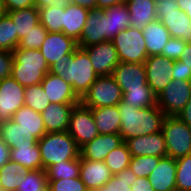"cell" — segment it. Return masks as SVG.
Instances as JSON below:
<instances>
[{
    "label": "cell",
    "instance_id": "cell-1",
    "mask_svg": "<svg viewBox=\"0 0 191 191\" xmlns=\"http://www.w3.org/2000/svg\"><path fill=\"white\" fill-rule=\"evenodd\" d=\"M118 110L121 126L119 134L124 142L133 137L162 131L165 114L158 105L139 109L121 100Z\"/></svg>",
    "mask_w": 191,
    "mask_h": 191
},
{
    "label": "cell",
    "instance_id": "cell-2",
    "mask_svg": "<svg viewBox=\"0 0 191 191\" xmlns=\"http://www.w3.org/2000/svg\"><path fill=\"white\" fill-rule=\"evenodd\" d=\"M49 72L62 77L81 99L99 77L95 72L88 53L78 47L68 61L56 62L49 67Z\"/></svg>",
    "mask_w": 191,
    "mask_h": 191
},
{
    "label": "cell",
    "instance_id": "cell-3",
    "mask_svg": "<svg viewBox=\"0 0 191 191\" xmlns=\"http://www.w3.org/2000/svg\"><path fill=\"white\" fill-rule=\"evenodd\" d=\"M11 76L23 87L40 84L49 66L40 50L18 49L13 52Z\"/></svg>",
    "mask_w": 191,
    "mask_h": 191
},
{
    "label": "cell",
    "instance_id": "cell-4",
    "mask_svg": "<svg viewBox=\"0 0 191 191\" xmlns=\"http://www.w3.org/2000/svg\"><path fill=\"white\" fill-rule=\"evenodd\" d=\"M37 143L43 170L59 161H69L80 157V148L67 131L46 133Z\"/></svg>",
    "mask_w": 191,
    "mask_h": 191
},
{
    "label": "cell",
    "instance_id": "cell-5",
    "mask_svg": "<svg viewBox=\"0 0 191 191\" xmlns=\"http://www.w3.org/2000/svg\"><path fill=\"white\" fill-rule=\"evenodd\" d=\"M162 133L168 157L176 160L191 154V127L177 116H165Z\"/></svg>",
    "mask_w": 191,
    "mask_h": 191
},
{
    "label": "cell",
    "instance_id": "cell-6",
    "mask_svg": "<svg viewBox=\"0 0 191 191\" xmlns=\"http://www.w3.org/2000/svg\"><path fill=\"white\" fill-rule=\"evenodd\" d=\"M123 92L111 76H99L89 90L80 99V103L87 108L116 106L122 100Z\"/></svg>",
    "mask_w": 191,
    "mask_h": 191
},
{
    "label": "cell",
    "instance_id": "cell-7",
    "mask_svg": "<svg viewBox=\"0 0 191 191\" xmlns=\"http://www.w3.org/2000/svg\"><path fill=\"white\" fill-rule=\"evenodd\" d=\"M120 62L144 63L148 58L142 30L132 28L120 31L112 40Z\"/></svg>",
    "mask_w": 191,
    "mask_h": 191
},
{
    "label": "cell",
    "instance_id": "cell-8",
    "mask_svg": "<svg viewBox=\"0 0 191 191\" xmlns=\"http://www.w3.org/2000/svg\"><path fill=\"white\" fill-rule=\"evenodd\" d=\"M67 132L79 148L99 135L92 110L81 103L75 105L70 114Z\"/></svg>",
    "mask_w": 191,
    "mask_h": 191
},
{
    "label": "cell",
    "instance_id": "cell-9",
    "mask_svg": "<svg viewBox=\"0 0 191 191\" xmlns=\"http://www.w3.org/2000/svg\"><path fill=\"white\" fill-rule=\"evenodd\" d=\"M191 98V81L172 80L157 96L165 116H177Z\"/></svg>",
    "mask_w": 191,
    "mask_h": 191
},
{
    "label": "cell",
    "instance_id": "cell-10",
    "mask_svg": "<svg viewBox=\"0 0 191 191\" xmlns=\"http://www.w3.org/2000/svg\"><path fill=\"white\" fill-rule=\"evenodd\" d=\"M77 48V41L63 32H48L39 50L50 67L56 62L68 61Z\"/></svg>",
    "mask_w": 191,
    "mask_h": 191
},
{
    "label": "cell",
    "instance_id": "cell-11",
    "mask_svg": "<svg viewBox=\"0 0 191 191\" xmlns=\"http://www.w3.org/2000/svg\"><path fill=\"white\" fill-rule=\"evenodd\" d=\"M174 61L161 54L148 56L145 60L147 84L156 96L172 81Z\"/></svg>",
    "mask_w": 191,
    "mask_h": 191
},
{
    "label": "cell",
    "instance_id": "cell-12",
    "mask_svg": "<svg viewBox=\"0 0 191 191\" xmlns=\"http://www.w3.org/2000/svg\"><path fill=\"white\" fill-rule=\"evenodd\" d=\"M25 87L12 76L0 80V123L13 118L14 113L24 106Z\"/></svg>",
    "mask_w": 191,
    "mask_h": 191
},
{
    "label": "cell",
    "instance_id": "cell-13",
    "mask_svg": "<svg viewBox=\"0 0 191 191\" xmlns=\"http://www.w3.org/2000/svg\"><path fill=\"white\" fill-rule=\"evenodd\" d=\"M108 41V26L104 9L90 10L82 30L78 47L85 48Z\"/></svg>",
    "mask_w": 191,
    "mask_h": 191
},
{
    "label": "cell",
    "instance_id": "cell-14",
    "mask_svg": "<svg viewBox=\"0 0 191 191\" xmlns=\"http://www.w3.org/2000/svg\"><path fill=\"white\" fill-rule=\"evenodd\" d=\"M89 55L98 76H111L120 60L112 41H106L83 48Z\"/></svg>",
    "mask_w": 191,
    "mask_h": 191
},
{
    "label": "cell",
    "instance_id": "cell-15",
    "mask_svg": "<svg viewBox=\"0 0 191 191\" xmlns=\"http://www.w3.org/2000/svg\"><path fill=\"white\" fill-rule=\"evenodd\" d=\"M125 143L131 153V157L157 156L164 158L168 156L162 131L133 137L127 139Z\"/></svg>",
    "mask_w": 191,
    "mask_h": 191
},
{
    "label": "cell",
    "instance_id": "cell-16",
    "mask_svg": "<svg viewBox=\"0 0 191 191\" xmlns=\"http://www.w3.org/2000/svg\"><path fill=\"white\" fill-rule=\"evenodd\" d=\"M112 76L122 92L127 89L150 88L147 84L144 63L120 62L114 69Z\"/></svg>",
    "mask_w": 191,
    "mask_h": 191
},
{
    "label": "cell",
    "instance_id": "cell-17",
    "mask_svg": "<svg viewBox=\"0 0 191 191\" xmlns=\"http://www.w3.org/2000/svg\"><path fill=\"white\" fill-rule=\"evenodd\" d=\"M123 142L120 134H99L80 148V159L104 161L108 153Z\"/></svg>",
    "mask_w": 191,
    "mask_h": 191
},
{
    "label": "cell",
    "instance_id": "cell-18",
    "mask_svg": "<svg viewBox=\"0 0 191 191\" xmlns=\"http://www.w3.org/2000/svg\"><path fill=\"white\" fill-rule=\"evenodd\" d=\"M50 103H80V98L62 77L48 72L40 83Z\"/></svg>",
    "mask_w": 191,
    "mask_h": 191
},
{
    "label": "cell",
    "instance_id": "cell-19",
    "mask_svg": "<svg viewBox=\"0 0 191 191\" xmlns=\"http://www.w3.org/2000/svg\"><path fill=\"white\" fill-rule=\"evenodd\" d=\"M79 103H50L41 116L46 133L65 132L68 130L70 114Z\"/></svg>",
    "mask_w": 191,
    "mask_h": 191
},
{
    "label": "cell",
    "instance_id": "cell-20",
    "mask_svg": "<svg viewBox=\"0 0 191 191\" xmlns=\"http://www.w3.org/2000/svg\"><path fill=\"white\" fill-rule=\"evenodd\" d=\"M176 160L164 157L148 176L154 191H176Z\"/></svg>",
    "mask_w": 191,
    "mask_h": 191
},
{
    "label": "cell",
    "instance_id": "cell-21",
    "mask_svg": "<svg viewBox=\"0 0 191 191\" xmlns=\"http://www.w3.org/2000/svg\"><path fill=\"white\" fill-rule=\"evenodd\" d=\"M104 161L80 159L79 177L88 190H97L112 177Z\"/></svg>",
    "mask_w": 191,
    "mask_h": 191
},
{
    "label": "cell",
    "instance_id": "cell-22",
    "mask_svg": "<svg viewBox=\"0 0 191 191\" xmlns=\"http://www.w3.org/2000/svg\"><path fill=\"white\" fill-rule=\"evenodd\" d=\"M130 26L142 30L147 24L157 20L155 0H127Z\"/></svg>",
    "mask_w": 191,
    "mask_h": 191
},
{
    "label": "cell",
    "instance_id": "cell-23",
    "mask_svg": "<svg viewBox=\"0 0 191 191\" xmlns=\"http://www.w3.org/2000/svg\"><path fill=\"white\" fill-rule=\"evenodd\" d=\"M0 138L6 142L10 149L35 146L38 142L31 133L20 127V124L12 119L0 123Z\"/></svg>",
    "mask_w": 191,
    "mask_h": 191
},
{
    "label": "cell",
    "instance_id": "cell-24",
    "mask_svg": "<svg viewBox=\"0 0 191 191\" xmlns=\"http://www.w3.org/2000/svg\"><path fill=\"white\" fill-rule=\"evenodd\" d=\"M89 11L72 3L66 6L63 14V33L78 42Z\"/></svg>",
    "mask_w": 191,
    "mask_h": 191
},
{
    "label": "cell",
    "instance_id": "cell-25",
    "mask_svg": "<svg viewBox=\"0 0 191 191\" xmlns=\"http://www.w3.org/2000/svg\"><path fill=\"white\" fill-rule=\"evenodd\" d=\"M148 56L160 55L166 43L171 39L168 30L160 20L147 24L143 29Z\"/></svg>",
    "mask_w": 191,
    "mask_h": 191
},
{
    "label": "cell",
    "instance_id": "cell-26",
    "mask_svg": "<svg viewBox=\"0 0 191 191\" xmlns=\"http://www.w3.org/2000/svg\"><path fill=\"white\" fill-rule=\"evenodd\" d=\"M162 24L173 38H181L191 43V19L181 9L176 12L163 13Z\"/></svg>",
    "mask_w": 191,
    "mask_h": 191
},
{
    "label": "cell",
    "instance_id": "cell-27",
    "mask_svg": "<svg viewBox=\"0 0 191 191\" xmlns=\"http://www.w3.org/2000/svg\"><path fill=\"white\" fill-rule=\"evenodd\" d=\"M90 109L99 134H119L121 126L118 105Z\"/></svg>",
    "mask_w": 191,
    "mask_h": 191
},
{
    "label": "cell",
    "instance_id": "cell-28",
    "mask_svg": "<svg viewBox=\"0 0 191 191\" xmlns=\"http://www.w3.org/2000/svg\"><path fill=\"white\" fill-rule=\"evenodd\" d=\"M12 120L20 124V127L31 133L37 140L46 134L41 113L30 107L22 106L14 113Z\"/></svg>",
    "mask_w": 191,
    "mask_h": 191
},
{
    "label": "cell",
    "instance_id": "cell-29",
    "mask_svg": "<svg viewBox=\"0 0 191 191\" xmlns=\"http://www.w3.org/2000/svg\"><path fill=\"white\" fill-rule=\"evenodd\" d=\"M5 13L11 17L13 23L16 25L18 41L40 23L39 9L35 6Z\"/></svg>",
    "mask_w": 191,
    "mask_h": 191
},
{
    "label": "cell",
    "instance_id": "cell-30",
    "mask_svg": "<svg viewBox=\"0 0 191 191\" xmlns=\"http://www.w3.org/2000/svg\"><path fill=\"white\" fill-rule=\"evenodd\" d=\"M107 26H108V41H112L114 37L128 27H130V13L127 5H114L104 9Z\"/></svg>",
    "mask_w": 191,
    "mask_h": 191
},
{
    "label": "cell",
    "instance_id": "cell-31",
    "mask_svg": "<svg viewBox=\"0 0 191 191\" xmlns=\"http://www.w3.org/2000/svg\"><path fill=\"white\" fill-rule=\"evenodd\" d=\"M10 160L20 163L27 171L43 169L38 143L35 146L11 149Z\"/></svg>",
    "mask_w": 191,
    "mask_h": 191
},
{
    "label": "cell",
    "instance_id": "cell-32",
    "mask_svg": "<svg viewBox=\"0 0 191 191\" xmlns=\"http://www.w3.org/2000/svg\"><path fill=\"white\" fill-rule=\"evenodd\" d=\"M27 170L15 161H8L0 168V189L3 191H16L20 183L21 176Z\"/></svg>",
    "mask_w": 191,
    "mask_h": 191
},
{
    "label": "cell",
    "instance_id": "cell-33",
    "mask_svg": "<svg viewBox=\"0 0 191 191\" xmlns=\"http://www.w3.org/2000/svg\"><path fill=\"white\" fill-rule=\"evenodd\" d=\"M48 180L78 178L80 172V157L69 161H59L45 169Z\"/></svg>",
    "mask_w": 191,
    "mask_h": 191
},
{
    "label": "cell",
    "instance_id": "cell-34",
    "mask_svg": "<svg viewBox=\"0 0 191 191\" xmlns=\"http://www.w3.org/2000/svg\"><path fill=\"white\" fill-rule=\"evenodd\" d=\"M122 101L127 105L143 109L157 105V96L151 88L127 89L123 92Z\"/></svg>",
    "mask_w": 191,
    "mask_h": 191
},
{
    "label": "cell",
    "instance_id": "cell-35",
    "mask_svg": "<svg viewBox=\"0 0 191 191\" xmlns=\"http://www.w3.org/2000/svg\"><path fill=\"white\" fill-rule=\"evenodd\" d=\"M11 17L4 13L0 17V50L13 52L18 44V35Z\"/></svg>",
    "mask_w": 191,
    "mask_h": 191
},
{
    "label": "cell",
    "instance_id": "cell-36",
    "mask_svg": "<svg viewBox=\"0 0 191 191\" xmlns=\"http://www.w3.org/2000/svg\"><path fill=\"white\" fill-rule=\"evenodd\" d=\"M131 153L128 150L127 144L123 142L117 148L108 153L104 162L110 169L112 175H116L121 170L129 167Z\"/></svg>",
    "mask_w": 191,
    "mask_h": 191
},
{
    "label": "cell",
    "instance_id": "cell-37",
    "mask_svg": "<svg viewBox=\"0 0 191 191\" xmlns=\"http://www.w3.org/2000/svg\"><path fill=\"white\" fill-rule=\"evenodd\" d=\"M65 8L44 7L39 9L40 23L48 32H63Z\"/></svg>",
    "mask_w": 191,
    "mask_h": 191
},
{
    "label": "cell",
    "instance_id": "cell-38",
    "mask_svg": "<svg viewBox=\"0 0 191 191\" xmlns=\"http://www.w3.org/2000/svg\"><path fill=\"white\" fill-rule=\"evenodd\" d=\"M48 105H50V101L41 84L25 87L24 106L30 107L34 111L41 113Z\"/></svg>",
    "mask_w": 191,
    "mask_h": 191
},
{
    "label": "cell",
    "instance_id": "cell-39",
    "mask_svg": "<svg viewBox=\"0 0 191 191\" xmlns=\"http://www.w3.org/2000/svg\"><path fill=\"white\" fill-rule=\"evenodd\" d=\"M136 178L135 173L130 167H127L113 175L100 189L102 191H132L131 184L135 182Z\"/></svg>",
    "mask_w": 191,
    "mask_h": 191
},
{
    "label": "cell",
    "instance_id": "cell-40",
    "mask_svg": "<svg viewBox=\"0 0 191 191\" xmlns=\"http://www.w3.org/2000/svg\"><path fill=\"white\" fill-rule=\"evenodd\" d=\"M20 183L16 191H40L48 183V179L43 169L28 170L21 176Z\"/></svg>",
    "mask_w": 191,
    "mask_h": 191
},
{
    "label": "cell",
    "instance_id": "cell-41",
    "mask_svg": "<svg viewBox=\"0 0 191 191\" xmlns=\"http://www.w3.org/2000/svg\"><path fill=\"white\" fill-rule=\"evenodd\" d=\"M176 191H191V154L176 159Z\"/></svg>",
    "mask_w": 191,
    "mask_h": 191
},
{
    "label": "cell",
    "instance_id": "cell-42",
    "mask_svg": "<svg viewBox=\"0 0 191 191\" xmlns=\"http://www.w3.org/2000/svg\"><path fill=\"white\" fill-rule=\"evenodd\" d=\"M161 159L157 156L131 157L129 167L137 177L148 178Z\"/></svg>",
    "mask_w": 191,
    "mask_h": 191
},
{
    "label": "cell",
    "instance_id": "cell-43",
    "mask_svg": "<svg viewBox=\"0 0 191 191\" xmlns=\"http://www.w3.org/2000/svg\"><path fill=\"white\" fill-rule=\"evenodd\" d=\"M48 31L41 25L37 24L25 37L19 40L18 49H36L39 50L45 40Z\"/></svg>",
    "mask_w": 191,
    "mask_h": 191
},
{
    "label": "cell",
    "instance_id": "cell-44",
    "mask_svg": "<svg viewBox=\"0 0 191 191\" xmlns=\"http://www.w3.org/2000/svg\"><path fill=\"white\" fill-rule=\"evenodd\" d=\"M51 191H88L80 177L48 180Z\"/></svg>",
    "mask_w": 191,
    "mask_h": 191
},
{
    "label": "cell",
    "instance_id": "cell-45",
    "mask_svg": "<svg viewBox=\"0 0 191 191\" xmlns=\"http://www.w3.org/2000/svg\"><path fill=\"white\" fill-rule=\"evenodd\" d=\"M187 43L181 38L171 37L163 48L161 55L173 60H179Z\"/></svg>",
    "mask_w": 191,
    "mask_h": 191
},
{
    "label": "cell",
    "instance_id": "cell-46",
    "mask_svg": "<svg viewBox=\"0 0 191 191\" xmlns=\"http://www.w3.org/2000/svg\"><path fill=\"white\" fill-rule=\"evenodd\" d=\"M156 18L157 20L163 19V13H171L179 10L177 0H155Z\"/></svg>",
    "mask_w": 191,
    "mask_h": 191
},
{
    "label": "cell",
    "instance_id": "cell-47",
    "mask_svg": "<svg viewBox=\"0 0 191 191\" xmlns=\"http://www.w3.org/2000/svg\"><path fill=\"white\" fill-rule=\"evenodd\" d=\"M13 53L0 50V80L11 76Z\"/></svg>",
    "mask_w": 191,
    "mask_h": 191
},
{
    "label": "cell",
    "instance_id": "cell-48",
    "mask_svg": "<svg viewBox=\"0 0 191 191\" xmlns=\"http://www.w3.org/2000/svg\"><path fill=\"white\" fill-rule=\"evenodd\" d=\"M172 80L191 81V69H188L180 60L174 61Z\"/></svg>",
    "mask_w": 191,
    "mask_h": 191
},
{
    "label": "cell",
    "instance_id": "cell-49",
    "mask_svg": "<svg viewBox=\"0 0 191 191\" xmlns=\"http://www.w3.org/2000/svg\"><path fill=\"white\" fill-rule=\"evenodd\" d=\"M4 12L16 11L34 6L33 0H1Z\"/></svg>",
    "mask_w": 191,
    "mask_h": 191
},
{
    "label": "cell",
    "instance_id": "cell-50",
    "mask_svg": "<svg viewBox=\"0 0 191 191\" xmlns=\"http://www.w3.org/2000/svg\"><path fill=\"white\" fill-rule=\"evenodd\" d=\"M34 6L38 9L44 7L65 8L70 4L69 0H33Z\"/></svg>",
    "mask_w": 191,
    "mask_h": 191
},
{
    "label": "cell",
    "instance_id": "cell-51",
    "mask_svg": "<svg viewBox=\"0 0 191 191\" xmlns=\"http://www.w3.org/2000/svg\"><path fill=\"white\" fill-rule=\"evenodd\" d=\"M132 191H154L148 178L137 177L135 182L131 184Z\"/></svg>",
    "mask_w": 191,
    "mask_h": 191
},
{
    "label": "cell",
    "instance_id": "cell-52",
    "mask_svg": "<svg viewBox=\"0 0 191 191\" xmlns=\"http://www.w3.org/2000/svg\"><path fill=\"white\" fill-rule=\"evenodd\" d=\"M10 147L0 138V168L10 161Z\"/></svg>",
    "mask_w": 191,
    "mask_h": 191
},
{
    "label": "cell",
    "instance_id": "cell-53",
    "mask_svg": "<svg viewBox=\"0 0 191 191\" xmlns=\"http://www.w3.org/2000/svg\"><path fill=\"white\" fill-rule=\"evenodd\" d=\"M177 117L188 126L191 127V98L185 105V107L181 110V112L177 115Z\"/></svg>",
    "mask_w": 191,
    "mask_h": 191
},
{
    "label": "cell",
    "instance_id": "cell-54",
    "mask_svg": "<svg viewBox=\"0 0 191 191\" xmlns=\"http://www.w3.org/2000/svg\"><path fill=\"white\" fill-rule=\"evenodd\" d=\"M127 0H97V8L107 9L114 5H123Z\"/></svg>",
    "mask_w": 191,
    "mask_h": 191
},
{
    "label": "cell",
    "instance_id": "cell-55",
    "mask_svg": "<svg viewBox=\"0 0 191 191\" xmlns=\"http://www.w3.org/2000/svg\"><path fill=\"white\" fill-rule=\"evenodd\" d=\"M188 69H191V43H187L179 59Z\"/></svg>",
    "mask_w": 191,
    "mask_h": 191
},
{
    "label": "cell",
    "instance_id": "cell-56",
    "mask_svg": "<svg viewBox=\"0 0 191 191\" xmlns=\"http://www.w3.org/2000/svg\"><path fill=\"white\" fill-rule=\"evenodd\" d=\"M69 2L89 10L97 8V0H69Z\"/></svg>",
    "mask_w": 191,
    "mask_h": 191
},
{
    "label": "cell",
    "instance_id": "cell-57",
    "mask_svg": "<svg viewBox=\"0 0 191 191\" xmlns=\"http://www.w3.org/2000/svg\"><path fill=\"white\" fill-rule=\"evenodd\" d=\"M177 4L191 19V0H177Z\"/></svg>",
    "mask_w": 191,
    "mask_h": 191
},
{
    "label": "cell",
    "instance_id": "cell-58",
    "mask_svg": "<svg viewBox=\"0 0 191 191\" xmlns=\"http://www.w3.org/2000/svg\"><path fill=\"white\" fill-rule=\"evenodd\" d=\"M40 191H51L49 183H47L43 188H41Z\"/></svg>",
    "mask_w": 191,
    "mask_h": 191
},
{
    "label": "cell",
    "instance_id": "cell-59",
    "mask_svg": "<svg viewBox=\"0 0 191 191\" xmlns=\"http://www.w3.org/2000/svg\"><path fill=\"white\" fill-rule=\"evenodd\" d=\"M4 10H3V6H2V3H1V0H0V17L4 14Z\"/></svg>",
    "mask_w": 191,
    "mask_h": 191
},
{
    "label": "cell",
    "instance_id": "cell-60",
    "mask_svg": "<svg viewBox=\"0 0 191 191\" xmlns=\"http://www.w3.org/2000/svg\"><path fill=\"white\" fill-rule=\"evenodd\" d=\"M88 191H102L101 189H97V190H88Z\"/></svg>",
    "mask_w": 191,
    "mask_h": 191
}]
</instances>
